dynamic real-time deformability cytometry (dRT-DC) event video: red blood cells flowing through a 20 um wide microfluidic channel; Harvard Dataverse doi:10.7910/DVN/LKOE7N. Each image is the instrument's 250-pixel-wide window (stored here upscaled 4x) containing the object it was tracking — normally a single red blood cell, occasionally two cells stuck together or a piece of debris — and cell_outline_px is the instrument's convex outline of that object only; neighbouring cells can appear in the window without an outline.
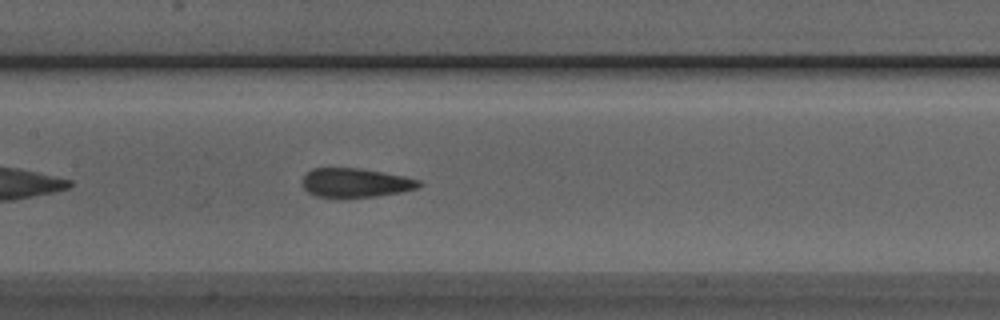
{"species": "Egyptian fruit bat (a non-hibernating species)", "species_latin": "Rousettus aegyptiacus", "temperature_condition": "room temperature", "stored_images_in_passage": 24, "camera_frame_rate_fps": 3000, "um_per_image_px": 0.085, "animal": {"sex": "male"}, "frame": {"image": 1, "passage_image": 12, "time_ms": 3.667, "image_size_px": [1000, 320], "cell_outline_px": [[424, 184], [416, 188], [400, 192], [376, 196], [344, 200], [316, 196], [308, 192], [300, 184], [300, 180], [312, 168], [356, 168], [404, 176], [420, 180]], "centroid_in_image_um": [30.16, 15.57], "position_along_channel_um": 177.2, "area_um2": 20.29}}
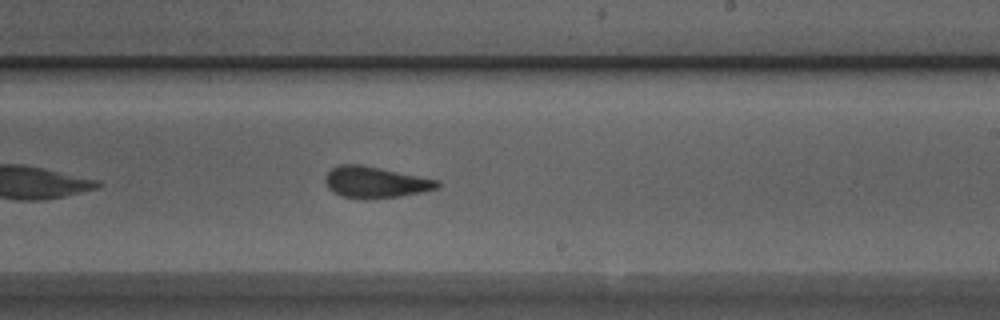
{"frame": {"image": 2, "passage_image": 18, "time_ms": 5.667, "image_size_px": [1000, 320], "cell_outline_px": [[440, 184], [436, 188], [420, 192], [400, 196], [364, 200], [340, 196], [332, 192], [328, 188], [324, 180], [324, 176], [332, 168], [340, 164], [360, 164], [440, 180]], "centroid_in_image_um": [31.85, 15.5], "position_along_channel_um": 257.1, "area_um2": 20.58}}
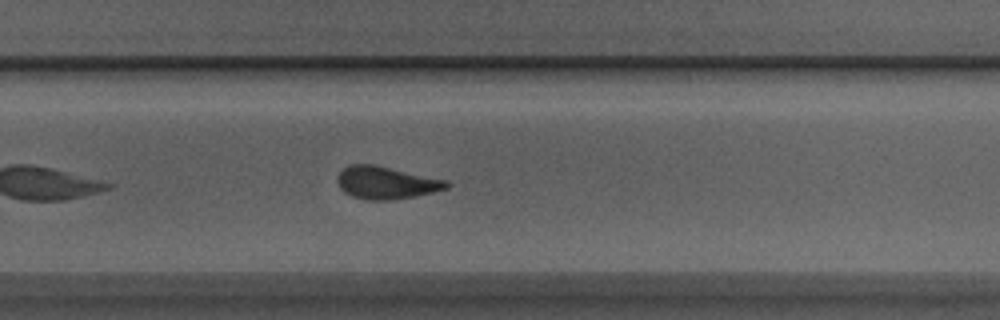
{"frame": {"image": 3, "passage_image": 21, "time_ms": 6.667, "image_size_px": [1000, 320], "cell_outline_px": [[452, 184], [448, 188], [432, 192], [412, 196], [388, 200], [368, 200], [352, 196], [344, 192], [340, 188], [336, 180], [336, 176], [344, 168], [352, 164], [372, 164], [448, 180]], "centroid_in_image_um": [32.81, 15.52], "position_along_channel_um": 297.0, "area_um2": 20.58}}